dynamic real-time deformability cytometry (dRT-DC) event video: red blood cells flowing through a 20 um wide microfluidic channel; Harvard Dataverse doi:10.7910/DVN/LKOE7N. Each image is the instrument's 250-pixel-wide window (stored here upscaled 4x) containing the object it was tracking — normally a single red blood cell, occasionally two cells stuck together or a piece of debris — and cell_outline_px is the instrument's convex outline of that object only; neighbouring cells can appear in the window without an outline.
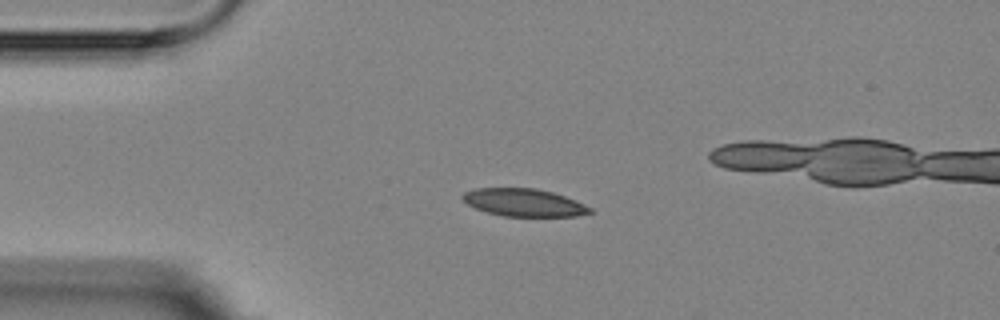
{"species": "Egyptian fruit bat (a non-hibernating species)", "species_latin": "Rousettus aegyptiacus", "temperature_condition": "room temperature", "stored_images_in_passage": 5, "camera_frame_rate_fps": 3000, "um_per_image_px": 0.085, "animal": {"sex": "female"}, "frame": {"image": 1, "passage_image": 3, "time_ms": 2.333, "image_size_px": [1000, 320], "cell_outline_px": [[592, 212], [576, 216], [504, 216], [488, 212], [476, 208], [468, 204], [460, 196], [464, 192], [476, 188], [536, 188], [552, 192], [576, 200], [592, 208]], "centroid_in_image_um": [44.54, 17.21], "position_along_channel_um": 40.5, "area_um2": 20.4}}